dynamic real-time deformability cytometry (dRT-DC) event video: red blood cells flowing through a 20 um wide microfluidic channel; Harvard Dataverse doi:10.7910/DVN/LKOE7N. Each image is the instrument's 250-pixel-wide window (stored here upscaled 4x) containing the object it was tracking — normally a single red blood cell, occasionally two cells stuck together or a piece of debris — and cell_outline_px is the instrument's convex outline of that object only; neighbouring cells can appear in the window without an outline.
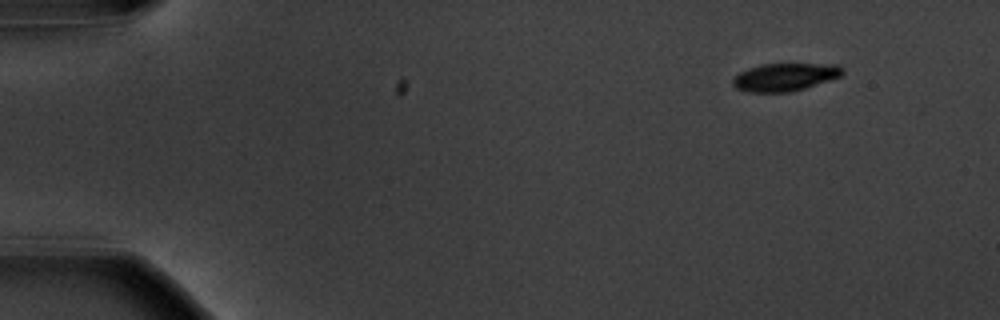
{"species": "common noctule bat (a hibernating species)", "species_latin": "Nyctalus noctula", "temperature_condition": "warm", "stored_images_in_passage": 52, "camera_frame_rate_fps": 3000, "um_per_image_px": 0.085, "animal": {"sex": "male", "body_mass_g": 20.1, "forearm_length_mm": 53.5}, "frame": {"image": 1, "passage_image": 1, "time_ms": 0.0, "image_size_px": [1000, 320], "cell_outline_px": [[844, 72], [840, 76], [804, 88], [788, 92], [748, 92], [736, 88], [732, 84], [732, 80], [740, 72], [748, 68], [760, 64], [840, 64], [844, 68]], "centroid_in_image_um": [66.71, 6.54], "position_along_channel_um": 18.3, "area_um2": 17.69}}
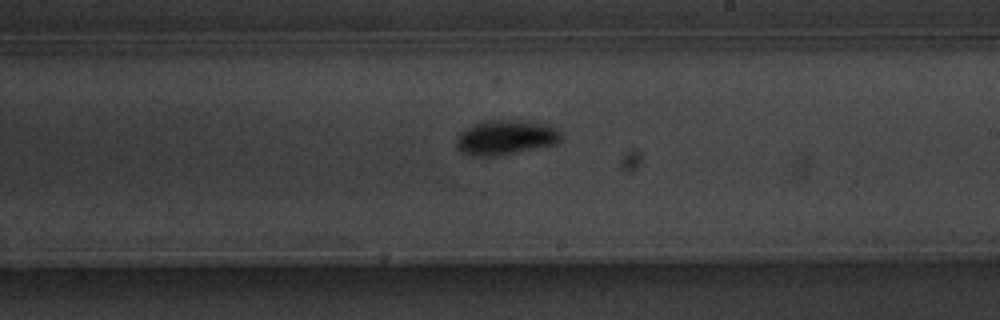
{"frame": {"image": 2, "passage_image": 29, "time_ms": 9.333, "image_size_px": [1000, 320], "cell_outline_px": [[564, 136], [556, 144], [496, 156], [468, 156], [460, 152], [456, 148], [456, 136], [460, 132], [476, 124], [488, 120], [528, 120], [544, 124], [556, 128], [564, 132]], "centroid_in_image_um": [42.99, 11.69], "position_along_channel_um": 246.0, "area_um2": 21.44}}
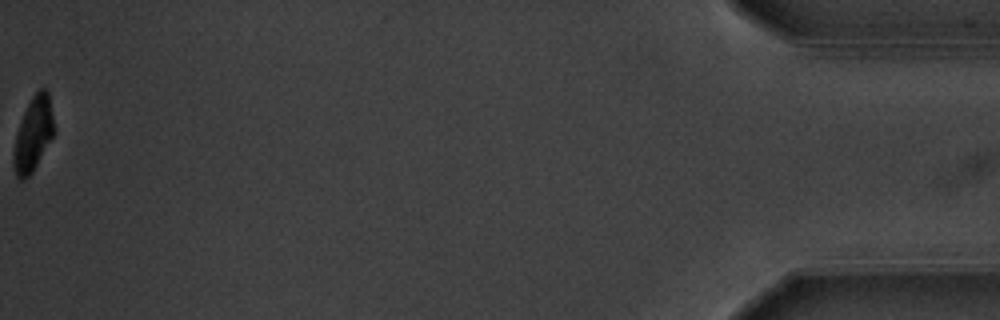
{"frame": {"image": 3, "passage_image": 52, "time_ms": 17.0, "image_size_px": [1000, 320], "cell_outline_px": [[56, 132], [32, 172], [24, 180], [20, 180], [16, 176], [16, 136], [24, 112], [32, 96], [40, 88], [44, 88], [48, 92]], "centroid_in_image_um": [2.9, 11.34], "position_along_channel_um": 432.3, "area_um2": 16.76}, "authors_computed_cell_mechanics": {"area_um2": 19.2185, "velocity_mm_per_s": 3.6262, "shape_relaxation_time_tau1_ms": 2.2257, "shape_relaxation_time_tau2_ms": 7.8109, "deformation_change_tau1": 0.1572, "deformation_change_tau2": 0.078}}